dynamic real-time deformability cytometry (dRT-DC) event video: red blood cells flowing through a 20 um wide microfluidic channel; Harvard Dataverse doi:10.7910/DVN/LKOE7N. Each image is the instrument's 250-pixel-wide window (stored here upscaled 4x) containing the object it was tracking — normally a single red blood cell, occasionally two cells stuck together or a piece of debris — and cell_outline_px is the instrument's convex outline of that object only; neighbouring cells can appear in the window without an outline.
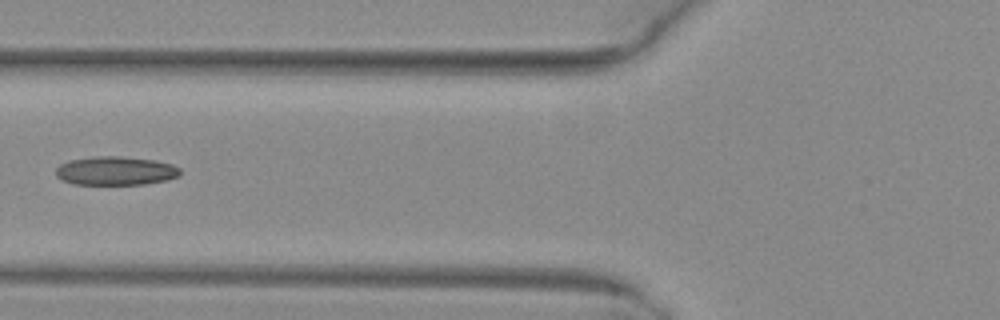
{"species": "common noctule bat (a hibernating species)", "species_latin": "Nyctalus noctula", "temperature_condition": "warm", "stored_images_in_passage": 4, "camera_frame_rate_fps": 3000, "um_per_image_px": 0.085, "animal": {"sex": "female", "body_mass_g": 29.2, "forearm_length_mm": 56.3}, "frame": {"image": 1, "passage_image": 4, "time_ms": 1.0, "image_size_px": [1000, 320], "cell_outline_px": [[180, 176], [168, 180], [144, 184], [72, 184], [56, 176], [56, 168], [60, 164], [72, 160], [96, 156], [120, 156], [156, 160], [172, 164], [180, 168]], "centroid_in_image_um": [9.87, 14.52], "position_along_channel_um": 115.9, "area_um2": 20.81}}